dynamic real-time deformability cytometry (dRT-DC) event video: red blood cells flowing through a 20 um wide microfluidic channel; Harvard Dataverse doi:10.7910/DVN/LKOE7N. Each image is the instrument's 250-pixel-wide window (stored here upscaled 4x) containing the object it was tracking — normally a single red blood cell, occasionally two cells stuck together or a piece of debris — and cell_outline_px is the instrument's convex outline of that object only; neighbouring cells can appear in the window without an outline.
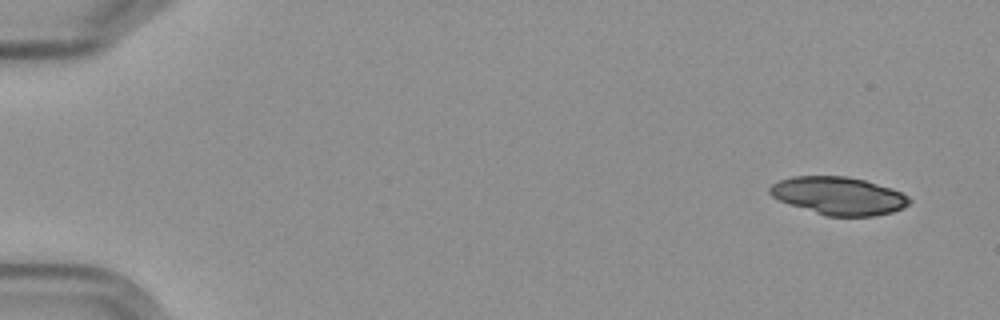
{"species": "Egyptian fruit bat (a non-hibernating species)", "species_latin": "Rousettus aegyptiacus", "temperature_condition": "cold", "stored_images_in_passage": 14, "segment_of_instrument_passage": [1, 2], "camera_frame_rate_fps": 3000, "um_per_image_px": 0.085, "frame": {"image": 1, "passage_image": 1, "time_ms": 0.0, "image_size_px": [1000, 320], "cell_outline_px": [[912, 200], [904, 208], [892, 212], [876, 216], [824, 216], [780, 200], [772, 196], [768, 192], [768, 188], [772, 184], [780, 180], [792, 176], [848, 176], [864, 180], [892, 188], [908, 196]], "centroid_in_image_um": [71.3, 16.64], "position_along_channel_um": 13.7, "area_um2": 30.81}}
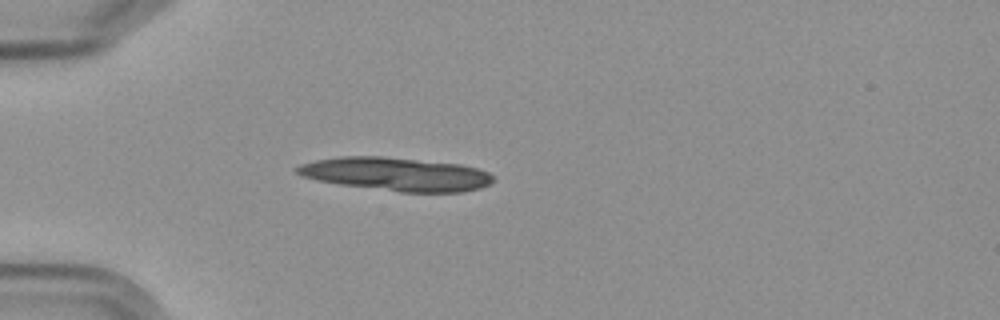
{"frame": {"image": 2, "passage_image": 4, "time_ms": 4.333, "image_size_px": [1000, 320], "cell_outline_px": [[492, 180], [488, 184], [480, 188], [464, 192], [400, 192], [340, 184], [316, 180], [304, 176], [296, 172], [292, 168], [300, 164], [316, 160], [340, 156], [380, 156], [460, 164], [476, 168], [488, 172], [492, 176]], "centroid_in_image_um": [33.63, 14.8], "position_along_channel_um": 51.4, "area_um2": 37.97}}